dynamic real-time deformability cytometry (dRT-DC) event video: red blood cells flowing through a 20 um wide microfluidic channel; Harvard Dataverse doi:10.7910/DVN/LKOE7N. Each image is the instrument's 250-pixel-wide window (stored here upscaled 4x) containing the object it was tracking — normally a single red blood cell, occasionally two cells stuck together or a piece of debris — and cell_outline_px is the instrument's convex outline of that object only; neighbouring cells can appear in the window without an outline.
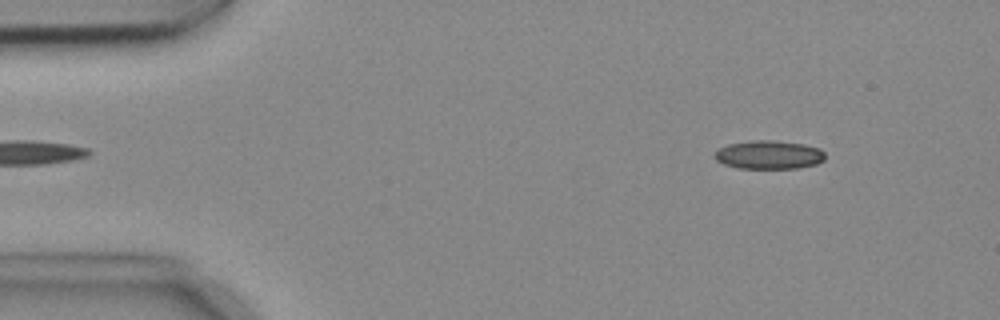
{"species": "common noctule bat (a hibernating species)", "species_latin": "Nyctalus noctula", "temperature_condition": "cold", "stored_images_in_passage": 52, "camera_frame_rate_fps": 3000, "um_per_image_px": 0.085, "animal": {"sex": "female", "body_mass_g": 18.4}, "frame": {"image": 1, "passage_image": 5, "time_ms": 1.333, "image_size_px": [1000, 320], "cell_outline_px": [[824, 160], [816, 164], [796, 168], [736, 168], [724, 164], [716, 160], [712, 156], [720, 148], [728, 144], [756, 140], [772, 140], [804, 144], [820, 148], [824, 152]], "centroid_in_image_um": [65.35, 13.16], "position_along_channel_um": 19.7, "area_um2": 18.32}}
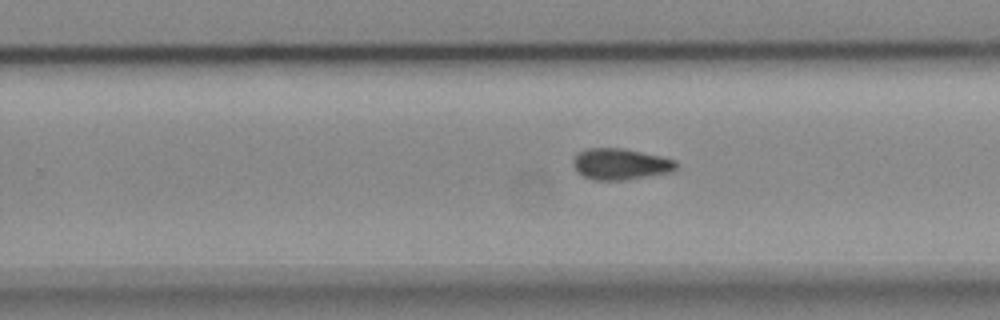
{"frame": {"image": 2, "passage_image": 32, "time_ms": 10.333, "image_size_px": [1000, 320], "cell_outline_px": [[680, 164], [676, 168], [668, 172], [624, 180], [596, 180], [584, 176], [572, 164], [572, 160], [576, 152], [584, 148], [624, 148], [660, 156], [676, 160]], "centroid_in_image_um": [52.72, 13.92], "position_along_channel_um": 277.1, "area_um2": 18.73}}
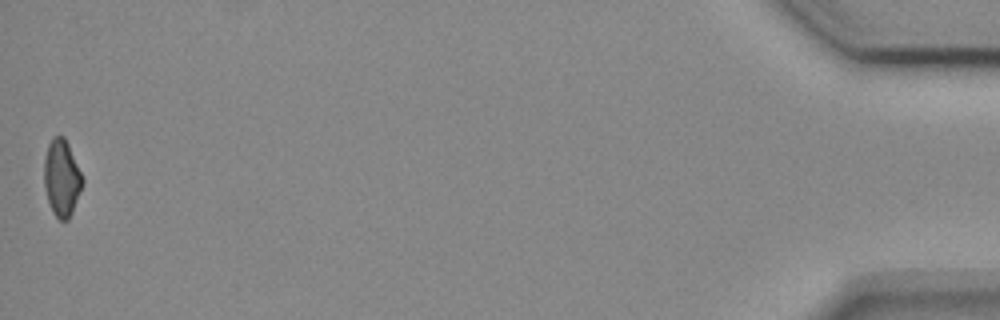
{"frame": {"image": 3, "passage_image": 52, "time_ms": 17.0, "image_size_px": [1000, 320], "cell_outline_px": [[84, 180], [72, 212], [68, 220], [60, 220], [52, 212], [48, 200], [44, 184], [44, 156], [48, 144], [52, 136], [64, 136], [68, 144]], "centroid_in_image_um": [5.23, 15.11], "position_along_channel_um": 430.0, "area_um2": 16.99}, "authors_computed_cell_mechanics": {"area_um2": 18.0914, "velocity_mm_per_s": 3.7508, "shape_relaxation_time_tau1_ms": 7.8917, "shape_relaxation_time_tau2_ms": 6.6195, "deformation_change_tau1": 0.1445, "deformation_change_tau2": 0.1172}}